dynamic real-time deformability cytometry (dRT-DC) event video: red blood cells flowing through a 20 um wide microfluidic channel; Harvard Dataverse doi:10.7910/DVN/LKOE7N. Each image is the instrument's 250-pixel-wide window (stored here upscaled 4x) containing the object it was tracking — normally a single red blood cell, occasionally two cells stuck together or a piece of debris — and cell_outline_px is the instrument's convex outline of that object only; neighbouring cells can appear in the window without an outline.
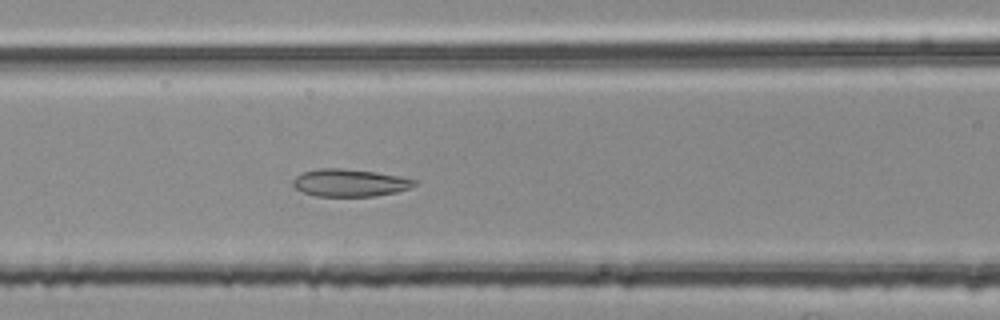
{"species": "common noctule bat (a hibernating species)", "species_latin": "Nyctalus noctula", "temperature_condition": "room temperature", "stored_images_in_passage": 51, "segment_of_instrument_passage": [2, 2], "camera_frame_rate_fps": 3000, "um_per_image_px": 0.085, "animal": {"sex": "female", "body_mass_g": 25.1}, "frame": {"image": 1, "passage_image": 22, "time_ms": 7.0, "image_size_px": [1000, 320], "cell_outline_px": [[416, 184], [408, 188], [396, 192], [376, 196], [316, 196], [304, 192], [296, 188], [292, 184], [292, 180], [296, 176], [304, 172], [320, 168], [340, 168], [376, 172], [400, 176], [416, 180]], "centroid_in_image_um": [29.72, 15.53], "position_along_channel_um": 136.9, "area_um2": 19.31}}
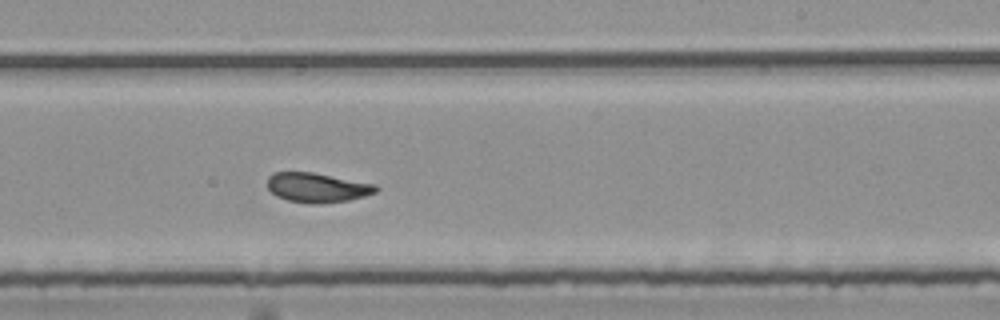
{"frame": {"image": 2, "passage_image": 32, "time_ms": 10.333, "image_size_px": [1000, 320], "cell_outline_px": [[380, 188], [376, 192], [364, 196], [348, 200], [316, 204], [312, 204], [288, 200], [276, 196], [268, 188], [268, 176], [276, 172], [312, 172], [376, 184]], "centroid_in_image_um": [26.98, 15.94], "position_along_channel_um": 262.0, "area_um2": 18.61}}
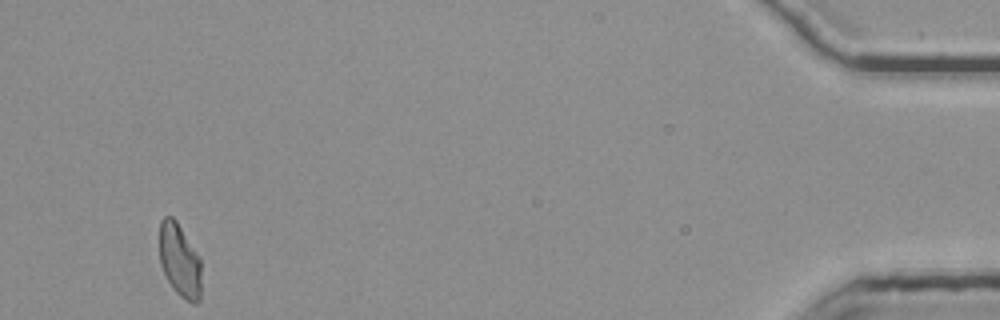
{"frame": {"image": 3, "passage_image": 51, "time_ms": 16.667, "image_size_px": [1000, 320], "cell_outline_px": [[200, 300], [196, 304], [192, 304], [180, 296], [172, 288], [160, 264], [160, 220], [164, 216], [172, 216], [176, 220], [200, 260]], "centroid_in_image_um": [15.26, 22.16], "position_along_channel_um": 419.9, "area_um2": 17.63}}